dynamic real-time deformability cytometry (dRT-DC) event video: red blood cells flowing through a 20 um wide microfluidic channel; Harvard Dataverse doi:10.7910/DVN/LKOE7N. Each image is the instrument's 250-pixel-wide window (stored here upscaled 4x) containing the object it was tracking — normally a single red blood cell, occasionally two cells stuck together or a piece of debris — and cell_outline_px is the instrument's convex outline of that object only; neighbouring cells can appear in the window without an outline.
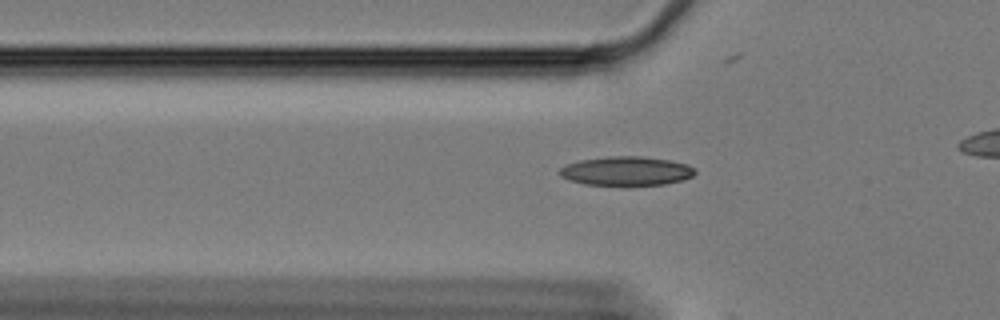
{"species": "Egyptian fruit bat (a non-hibernating species)", "species_latin": "Rousettus aegyptiacus", "temperature_condition": "cold", "stored_images_in_passage": 13, "camera_frame_rate_fps": 3000, "um_per_image_px": 0.085, "animal": {"sex": "female"}, "frame": {"image": 1, "passage_image": 12, "time_ms": 3.667, "image_size_px": [1000, 320], "cell_outline_px": [[696, 172], [692, 176], [680, 180], [664, 184], [584, 184], [568, 180], [560, 176], [560, 168], [564, 164], [580, 160], [608, 156], [640, 156], [668, 160], [688, 164]], "centroid_in_image_um": [53.18, 14.52], "position_along_channel_um": 72.6, "area_um2": 22.54}}